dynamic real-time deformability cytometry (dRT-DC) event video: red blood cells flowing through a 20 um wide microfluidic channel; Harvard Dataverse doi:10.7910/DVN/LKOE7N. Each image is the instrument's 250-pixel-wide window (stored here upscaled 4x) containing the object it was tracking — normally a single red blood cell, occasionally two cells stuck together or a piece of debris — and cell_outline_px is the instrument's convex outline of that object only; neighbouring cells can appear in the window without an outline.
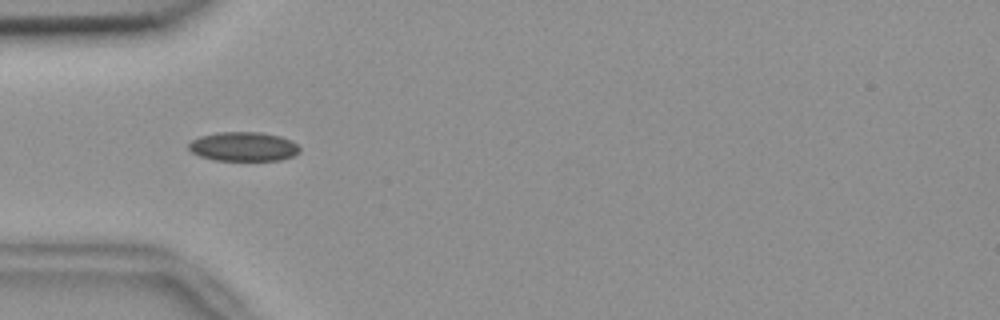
{"species": "common noctule bat (a hibernating species)", "species_latin": "Nyctalus noctula", "temperature_condition": "room temperature", "stored_images_in_passage": 55, "camera_frame_rate_fps": 3000, "um_per_image_px": 0.085, "animal": {"sex": "female", "body_mass_g": 18.4}, "frame": {"image": 1, "passage_image": 17, "time_ms": 5.333, "image_size_px": [1000, 320], "cell_outline_px": [[300, 152], [292, 156], [280, 160], [212, 160], [200, 156], [192, 152], [188, 148], [188, 144], [192, 140], [200, 136], [216, 132], [260, 132], [280, 136], [292, 140], [300, 148]], "centroid_in_image_um": [20.69, 12.45], "position_along_channel_um": 64.3, "area_um2": 18.96}}
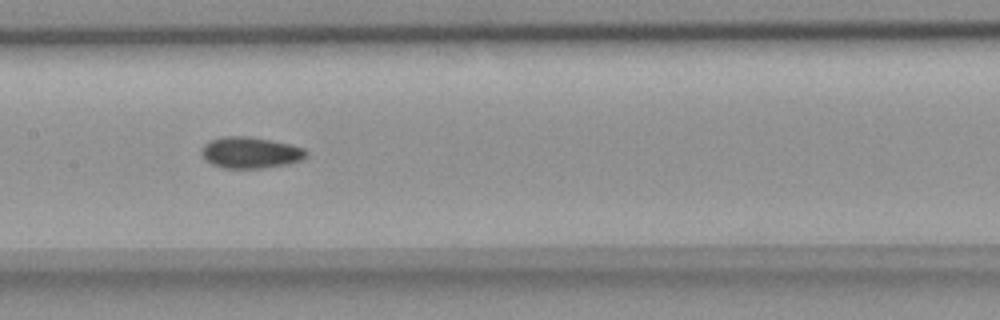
{"frame": {"image": 2, "passage_image": 27, "time_ms": 8.667, "image_size_px": [1000, 320], "cell_outline_px": [[308, 156], [300, 160], [288, 164], [264, 168], [224, 168], [212, 164], [204, 160], [200, 152], [200, 148], [204, 144], [212, 140], [224, 136], [248, 136], [288, 144], [304, 148], [308, 152]], "centroid_in_image_um": [21.26, 12.98], "position_along_channel_um": 186.1, "area_um2": 19.13}}
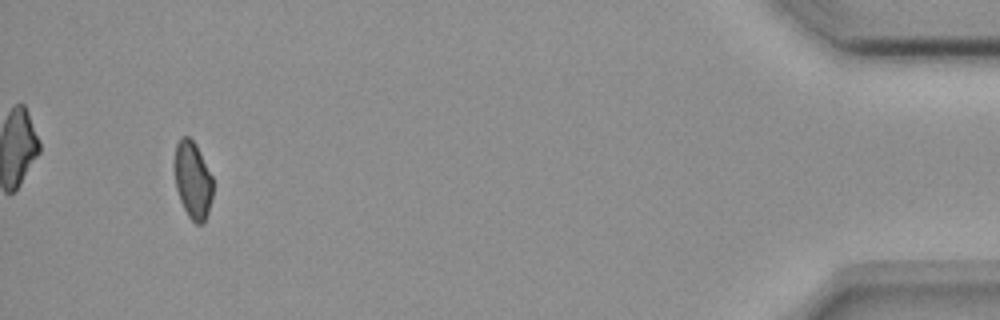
{"frame": {"image": 3, "passage_image": 52, "time_ms": 17.0, "image_size_px": [1000, 320], "cell_outline_px": [[212, 196], [208, 212], [204, 224], [196, 224], [188, 216], [180, 200], [176, 188], [172, 164], [176, 144], [184, 136], [188, 136], [196, 144], [212, 176]], "centroid_in_image_um": [16.35, 15.3], "position_along_channel_um": 418.8, "area_um2": 17.51}, "authors_computed_cell_mechanics": {"area_um2": 18.5538, "velocity_mm_per_s": 3.6768, "shape_relaxation_time_tau1_ms": null, "shape_relaxation_time_tau2_ms": 4.9371, "deformation_change_tau1": null, "deformation_change_tau2": 0.083}}